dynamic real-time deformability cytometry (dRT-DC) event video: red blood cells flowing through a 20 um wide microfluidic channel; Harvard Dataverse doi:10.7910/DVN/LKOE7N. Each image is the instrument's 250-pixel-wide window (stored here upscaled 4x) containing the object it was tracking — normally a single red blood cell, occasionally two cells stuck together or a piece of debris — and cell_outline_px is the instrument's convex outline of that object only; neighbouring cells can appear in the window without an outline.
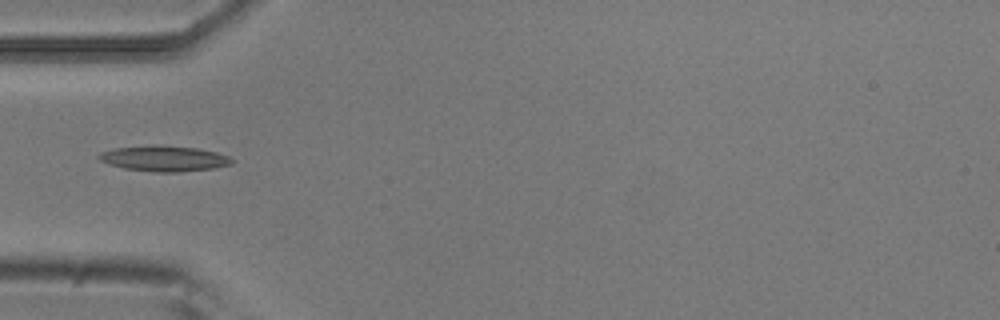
{"species": "common noctule bat (a hibernating species)", "species_latin": "Nyctalus noctula", "temperature_condition": "room temperature", "stored_images_in_passage": 7, "camera_frame_rate_fps": 3000, "um_per_image_px": 0.085, "animal": {"sex": "male", "body_mass_g": 20.5, "forearm_length_mm": 52.5}, "frame": {"image": 1, "passage_image": 6, "time_ms": 1.667, "image_size_px": [1000, 320], "cell_outline_px": [[236, 160], [232, 164], [212, 168], [180, 172], [156, 172], [124, 168], [108, 164], [100, 160], [96, 156], [100, 152], [116, 148], [196, 148], [216, 152], [228, 156]], "centroid_in_image_um": [13.99, 13.53], "position_along_channel_um": 71.0, "area_um2": 18.73}}
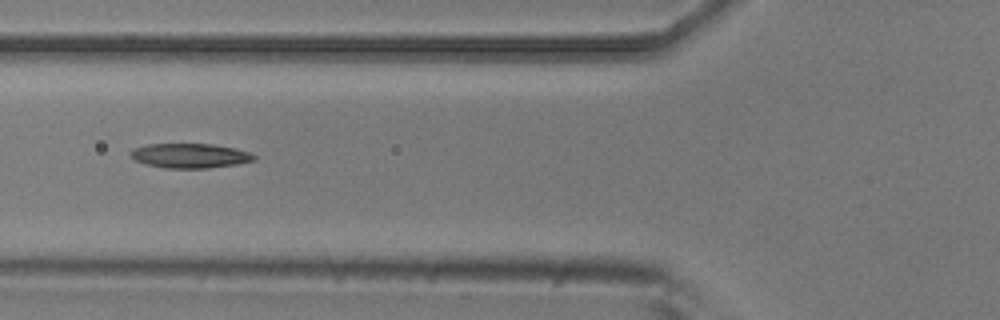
{"frame": {"image": 2, "passage_image": 7, "time_ms": 2.0, "image_size_px": [1000, 320], "cell_outline_px": [[256, 160], [236, 164], [208, 168], [164, 168], [144, 164], [136, 160], [128, 152], [132, 148], [148, 144], [212, 144], [236, 148], [248, 152], [256, 156]], "centroid_in_image_um": [16.13, 13.23], "position_along_channel_um": 109.7, "area_um2": 17.74}}